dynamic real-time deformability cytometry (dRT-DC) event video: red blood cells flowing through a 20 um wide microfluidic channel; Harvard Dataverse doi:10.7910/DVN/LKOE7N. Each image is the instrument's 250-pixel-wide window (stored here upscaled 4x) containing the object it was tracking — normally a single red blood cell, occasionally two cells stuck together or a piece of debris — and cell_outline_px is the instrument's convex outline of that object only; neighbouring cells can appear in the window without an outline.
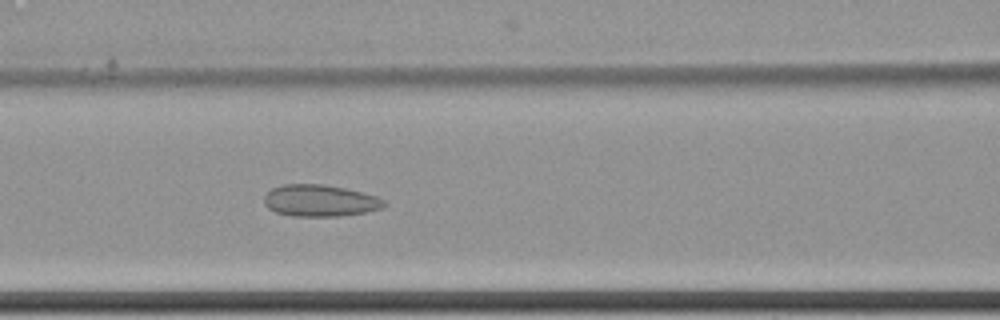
{"species": "common noctule bat (a hibernating species)", "species_latin": "Nyctalus noctula", "temperature_condition": "cold", "stored_images_in_passage": 9, "camera_frame_rate_fps": 3000, "um_per_image_px": 0.085, "animal": {"sex": "female", "body_mass_g": 22.7, "forearm_length_mm": 54.2}, "frame": {"image": 1, "passage_image": 9, "time_ms": 2.667, "image_size_px": [1000, 320], "cell_outline_px": [[388, 204], [384, 208], [364, 212], [340, 216], [292, 216], [276, 212], [268, 208], [264, 204], [264, 196], [272, 188], [284, 184], [320, 184], [344, 188], [376, 196], [384, 200]], "centroid_in_image_um": [27.19, 17.06], "position_along_channel_um": 139.4, "area_um2": 22.14}}